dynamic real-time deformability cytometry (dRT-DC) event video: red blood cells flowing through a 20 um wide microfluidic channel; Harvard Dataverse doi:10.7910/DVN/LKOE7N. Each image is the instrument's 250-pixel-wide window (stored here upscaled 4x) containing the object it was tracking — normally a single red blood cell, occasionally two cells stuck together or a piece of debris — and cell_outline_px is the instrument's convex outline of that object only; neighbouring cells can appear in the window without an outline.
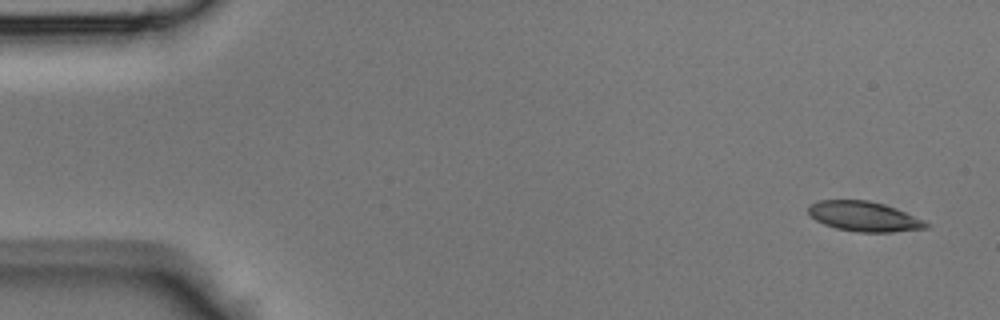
{"species": "Egyptian fruit bat (a non-hibernating species)", "species_latin": "Rousettus aegyptiacus", "temperature_condition": "room temperature", "stored_images_in_passage": 8, "camera_frame_rate_fps": 3000, "um_per_image_px": 0.085, "animal": {"sex": "male"}, "frame": {"image": 1, "passage_image": 1, "time_ms": 0.0, "image_size_px": [1000, 320], "cell_outline_px": [[932, 224], [928, 228], [892, 232], [856, 232], [836, 228], [824, 224], [816, 220], [808, 212], [808, 204], [820, 200], [868, 200], [884, 204], [896, 208], [924, 220]], "centroid_in_image_um": [73.46, 18.4], "position_along_channel_um": 11.5, "area_um2": 20.63}}